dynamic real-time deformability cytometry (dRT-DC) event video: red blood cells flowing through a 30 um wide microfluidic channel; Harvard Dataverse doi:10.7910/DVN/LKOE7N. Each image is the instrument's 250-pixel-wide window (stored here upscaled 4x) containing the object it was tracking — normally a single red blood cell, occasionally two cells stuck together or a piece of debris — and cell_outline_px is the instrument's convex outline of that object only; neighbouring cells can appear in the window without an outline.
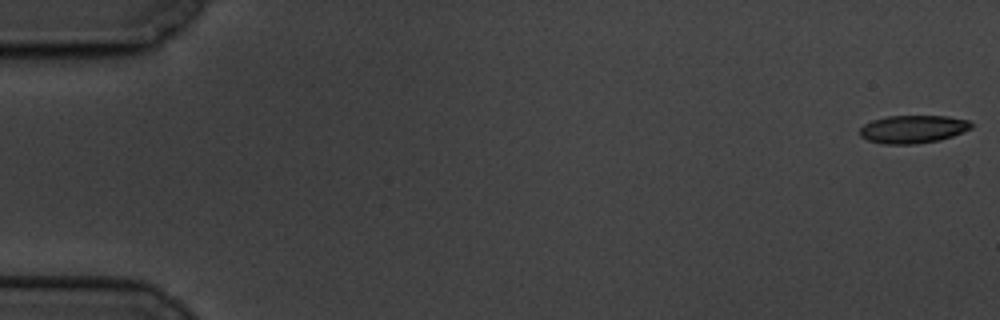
{"species": "common noctule bat (a hibernating species)", "species_latin": "Nyctalus noctula", "temperature_condition": "cold", "stored_images_in_passage": 6, "camera_frame_rate_fps": 3000, "um_per_image_px": 0.085, "animal": {"sex": "male", "body_mass_g": 19.5, "forearm_length_mm": 54.6}, "frame": {"image": 1, "passage_image": 1, "time_ms": 0.0, "image_size_px": [1000, 320], "cell_outline_px": [[972, 128], [952, 136], [940, 140], [916, 144], [884, 144], [868, 140], [860, 136], [860, 128], [864, 124], [872, 120], [888, 116], [948, 116], [968, 120], [972, 124]], "centroid_in_image_um": [77.6, 10.98], "position_along_channel_um": 7.4, "area_um2": 18.15}}
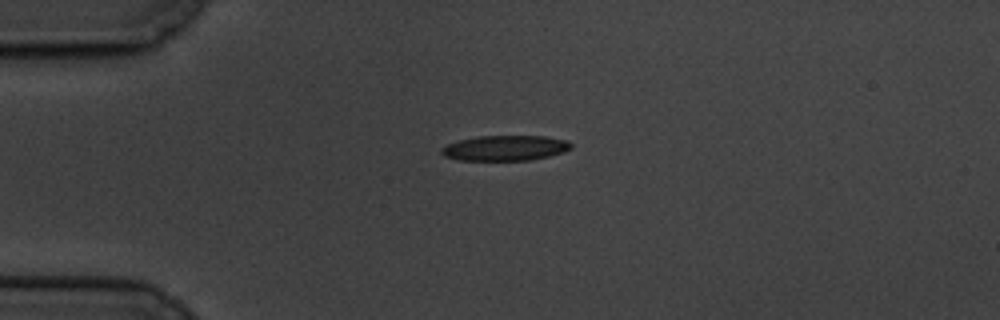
{"frame": {"image": 2, "passage_image": 5, "time_ms": 4.667, "image_size_px": [1000, 320], "cell_outline_px": [[572, 148], [564, 152], [548, 156], [528, 160], [456, 160], [444, 156], [440, 152], [440, 148], [448, 144], [460, 140], [480, 136], [544, 136], [568, 140], [572, 144]], "centroid_in_image_um": [42.94, 12.58], "position_along_channel_um": 42.1, "area_um2": 19.07}}